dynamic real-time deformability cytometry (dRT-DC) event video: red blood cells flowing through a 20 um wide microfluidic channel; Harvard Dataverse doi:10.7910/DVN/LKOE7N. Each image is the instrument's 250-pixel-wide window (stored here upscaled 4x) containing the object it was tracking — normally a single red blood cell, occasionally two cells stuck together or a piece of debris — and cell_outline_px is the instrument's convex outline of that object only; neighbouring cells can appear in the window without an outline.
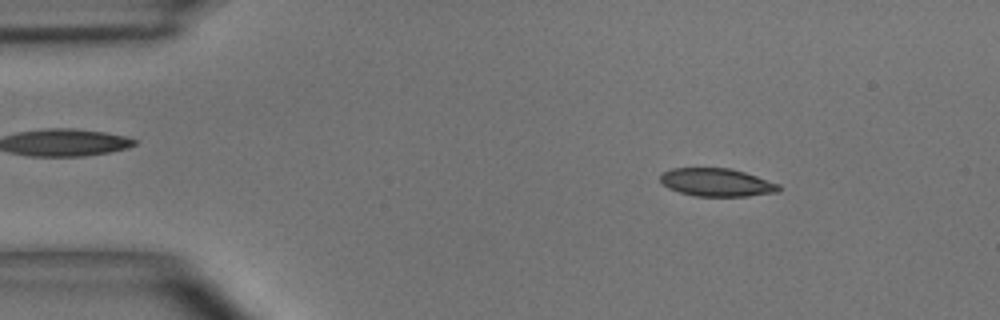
{"species": "common noctule bat (a hibernating species)", "species_latin": "Nyctalus noctula", "temperature_condition": "room temperature", "stored_images_in_passage": 46, "camera_frame_rate_fps": 3000, "um_per_image_px": 0.085, "animal": {"sex": "male", "body_mass_g": 15.6}, "frame": {"image": 1, "passage_image": 4, "time_ms": 1.0, "image_size_px": [1000, 320], "cell_outline_px": [[780, 188], [776, 192], [748, 196], [696, 196], [680, 192], [668, 188], [660, 180], [660, 172], [672, 168], [728, 168], [744, 172], [780, 184]], "centroid_in_image_um": [60.89, 15.5], "position_along_channel_um": 24.1, "area_um2": 19.25}}
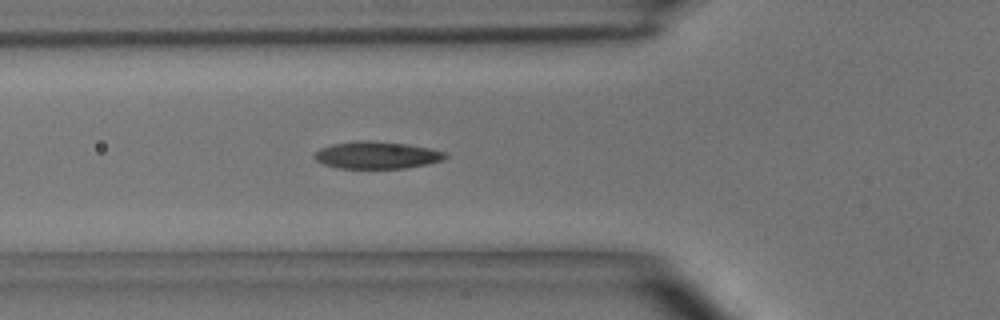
{"frame": {"image": 2, "passage_image": 14, "time_ms": 4.333, "image_size_px": [1000, 320], "cell_outline_px": [[448, 156], [440, 160], [428, 164], [404, 168], [340, 168], [324, 164], [316, 160], [312, 156], [320, 148], [332, 144], [356, 140], [368, 140], [408, 144], [428, 148], [444, 152]], "centroid_in_image_um": [31.99, 13.18], "position_along_channel_um": 93.8, "area_um2": 20.63}}
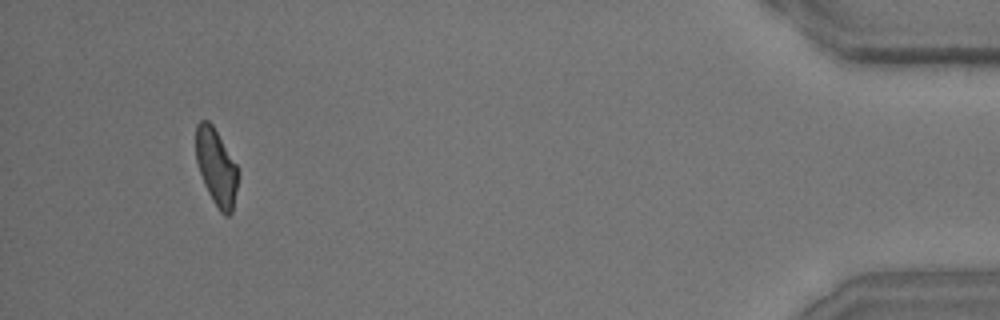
{"frame": {"image": 3, "passage_image": 43, "time_ms": 14.0, "image_size_px": [1000, 320], "cell_outline_px": [[240, 172], [232, 212], [228, 216], [224, 216], [220, 212], [212, 200], [204, 184], [196, 160], [196, 124], [200, 120], [208, 120], [212, 124], [236, 164]], "centroid_in_image_um": [18.4, 14.22], "position_along_channel_um": 416.8, "area_um2": 18.84}, "authors_computed_cell_mechanics": {"area_um2": 20.1433, "velocity_mm_per_s": 4.0668, "shape_relaxation_time_tau1_ms": 5.1905, "shape_relaxation_time_tau2_ms": 1.8477, "deformation_change_tau1": 0.1476, "deformation_change_tau2": 0.0826}}